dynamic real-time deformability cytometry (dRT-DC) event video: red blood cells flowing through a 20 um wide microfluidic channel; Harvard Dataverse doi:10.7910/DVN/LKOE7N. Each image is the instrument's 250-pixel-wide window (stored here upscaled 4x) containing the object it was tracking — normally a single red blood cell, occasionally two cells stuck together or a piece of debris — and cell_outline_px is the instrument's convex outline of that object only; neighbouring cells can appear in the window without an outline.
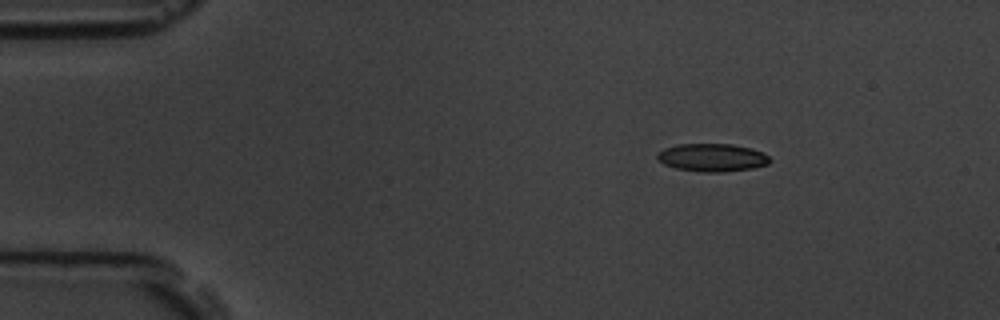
{"species": "common noctule bat (a hibernating species)", "species_latin": "Nyctalus noctula", "temperature_condition": "room temperature", "stored_images_in_passage": 6, "camera_frame_rate_fps": 3000, "um_per_image_px": 0.085, "animal": {"sex": "male", "body_mass_g": 19.5, "forearm_length_mm": 54.6}, "frame": {"image": 1, "passage_image": 2, "time_ms": 1.0, "image_size_px": [1000, 320], "cell_outline_px": [[772, 160], [768, 164], [752, 168], [724, 172], [704, 172], [676, 168], [664, 164], [656, 156], [656, 152], [664, 148], [676, 144], [732, 144], [752, 148], [768, 156]], "centroid_in_image_um": [60.52, 13.38], "position_along_channel_um": 24.5, "area_um2": 18.32}}
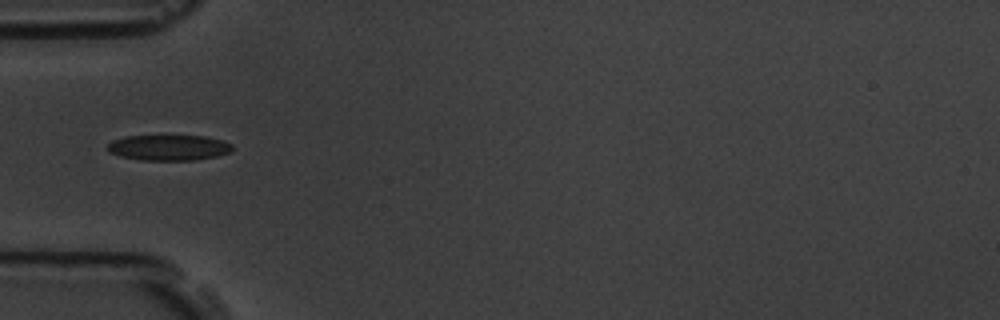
{"frame": {"image": 2, "passage_image": 5, "time_ms": 4.333, "image_size_px": [1000, 320], "cell_outline_px": [[232, 152], [216, 156], [192, 160], [140, 160], [120, 156], [108, 152], [108, 144], [112, 140], [124, 136], [204, 136], [220, 140], [232, 144]], "centroid_in_image_um": [14.32, 12.55], "position_along_channel_um": 70.7, "area_um2": 18.55}}
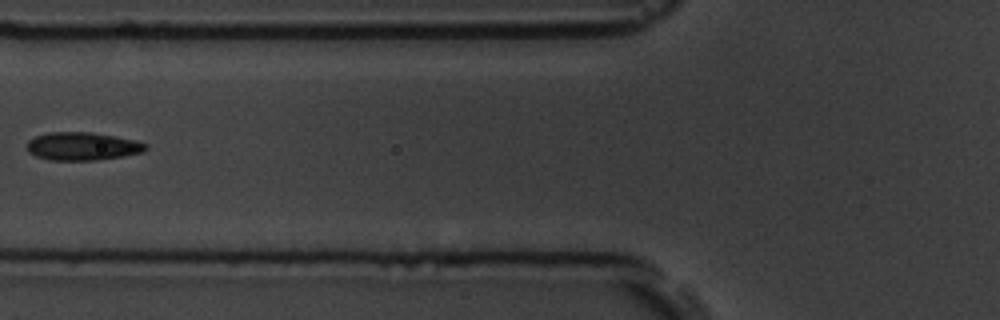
{"frame": {"image": 3, "passage_image": 6, "time_ms": 5.667, "image_size_px": [1000, 320], "cell_outline_px": [[148, 148], [144, 152], [124, 156], [96, 160], [52, 160], [36, 156], [28, 152], [28, 140], [36, 136], [48, 132], [92, 132], [136, 140], [148, 144]], "centroid_in_image_um": [7.04, 12.43], "position_along_channel_um": 118.8, "area_um2": 19.48}}